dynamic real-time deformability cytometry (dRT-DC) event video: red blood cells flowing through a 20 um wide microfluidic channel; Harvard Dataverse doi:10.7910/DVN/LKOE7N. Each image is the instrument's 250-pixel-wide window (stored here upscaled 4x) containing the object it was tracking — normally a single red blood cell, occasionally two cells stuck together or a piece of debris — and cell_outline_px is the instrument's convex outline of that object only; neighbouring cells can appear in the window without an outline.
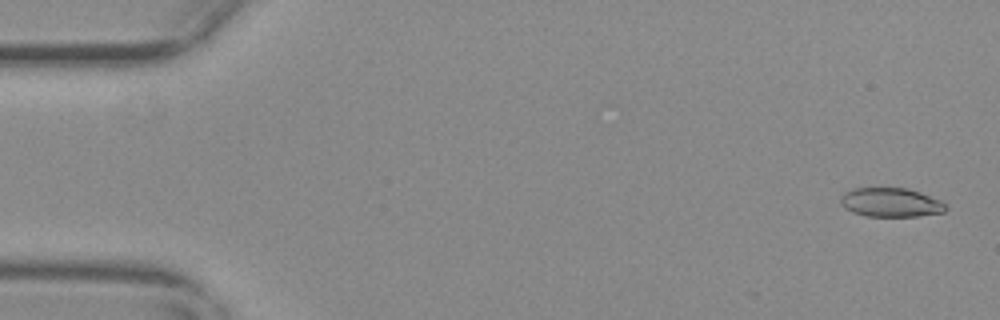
{"species": "common noctule bat (a hibernating species)", "species_latin": "Nyctalus noctula", "temperature_condition": "warm", "stored_images_in_passage": 6, "camera_frame_rate_fps": 3000, "um_per_image_px": 0.085, "animal": {"sex": "female", "body_mass_g": 29.2, "forearm_length_mm": 56.3}, "frame": {"image": 1, "passage_image": 2, "time_ms": 0.333, "image_size_px": [1000, 320], "cell_outline_px": [[948, 208], [944, 212], [920, 216], [864, 216], [852, 212], [844, 208], [840, 204], [840, 196], [844, 192], [852, 188], [908, 188], [920, 192], [940, 200], [948, 204]], "centroid_in_image_um": [75.71, 17.21], "position_along_channel_um": 9.3, "area_um2": 18.09}}